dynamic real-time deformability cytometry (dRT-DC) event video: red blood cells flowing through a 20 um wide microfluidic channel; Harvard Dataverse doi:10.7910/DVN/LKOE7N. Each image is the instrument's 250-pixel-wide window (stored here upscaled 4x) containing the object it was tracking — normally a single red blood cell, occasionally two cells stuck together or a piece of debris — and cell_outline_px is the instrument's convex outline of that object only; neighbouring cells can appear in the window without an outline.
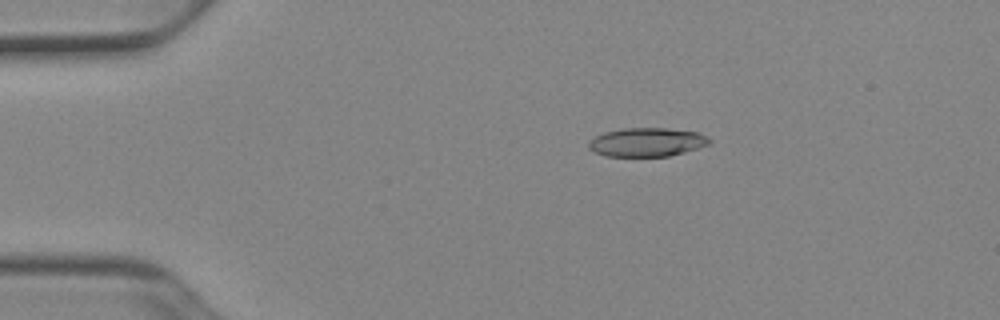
{"species": "Egyptian fruit bat (a non-hibernating species)", "species_latin": "Rousettus aegyptiacus", "temperature_condition": "cold", "stored_images_in_passage": 44, "camera_frame_rate_fps": 3000, "um_per_image_px": 0.085, "animal": {"sex": "female"}, "frame": {"image": 1, "passage_image": 2, "time_ms": 0.333, "image_size_px": [1000, 320], "cell_outline_px": [[712, 140], [708, 144], [684, 152], [668, 156], [604, 156], [588, 148], [588, 140], [604, 132], [624, 128], [668, 128], [696, 132]], "centroid_in_image_um": [54.93, 12.08], "position_along_channel_um": 30.1, "area_um2": 20.06}}
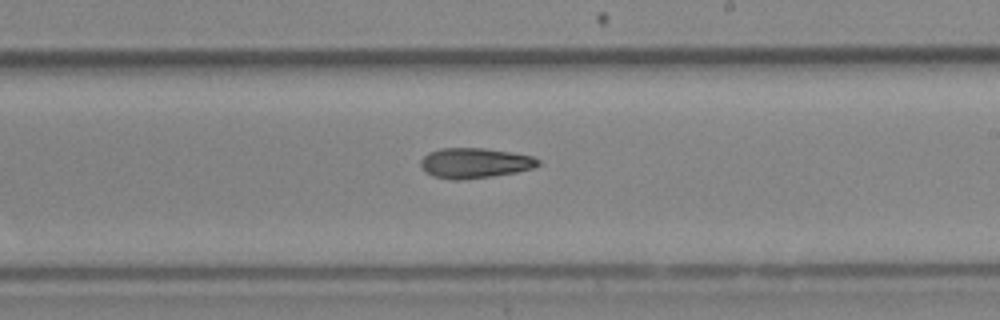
{"frame": {"image": 2, "passage_image": 23, "time_ms": 7.333, "image_size_px": [1000, 320], "cell_outline_px": [[540, 164], [536, 168], [516, 172], [492, 176], [464, 180], [452, 180], [432, 176], [424, 172], [420, 164], [420, 160], [428, 152], [440, 148], [484, 148], [532, 156], [540, 160]], "centroid_in_image_um": [40.33, 13.87], "position_along_channel_um": 248.7, "area_um2": 20.87}}
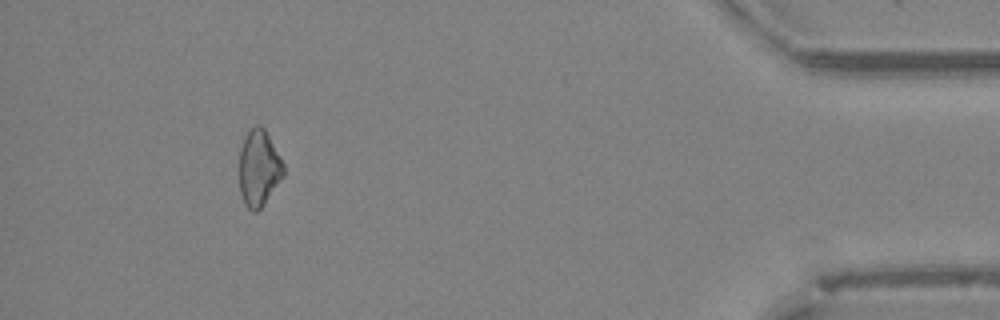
{"frame": {"image": 3, "passage_image": 40, "time_ms": 13.0, "image_size_px": [1000, 320], "cell_outline_px": [[284, 176], [260, 208], [256, 212], [252, 212], [244, 204], [240, 196], [240, 148], [244, 136], [256, 124], [260, 124], [264, 128], [280, 156], [284, 164]], "centroid_in_image_um": [22.0, 14.29], "position_along_channel_um": 413.2, "area_um2": 19.65}, "authors_computed_cell_mechanics": {"area_um2": 20.4612, "velocity_mm_per_s": 3.9316, "shape_relaxation_time_tau1_ms": null, "shape_relaxation_time_tau2_ms": 6.4763, "deformation_change_tau1": null, "deformation_change_tau2": 0.1837}}